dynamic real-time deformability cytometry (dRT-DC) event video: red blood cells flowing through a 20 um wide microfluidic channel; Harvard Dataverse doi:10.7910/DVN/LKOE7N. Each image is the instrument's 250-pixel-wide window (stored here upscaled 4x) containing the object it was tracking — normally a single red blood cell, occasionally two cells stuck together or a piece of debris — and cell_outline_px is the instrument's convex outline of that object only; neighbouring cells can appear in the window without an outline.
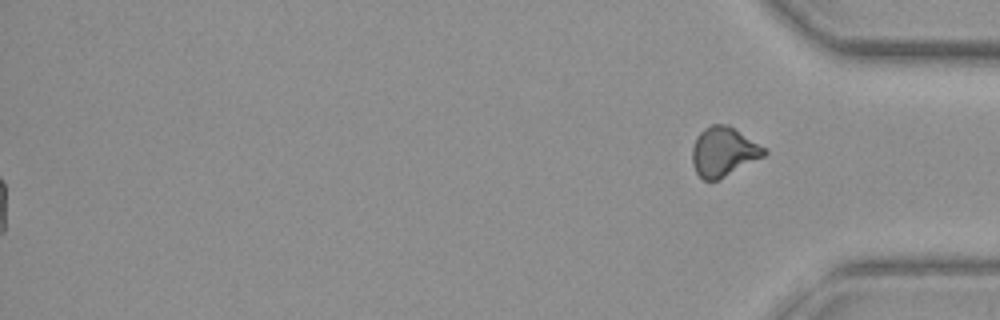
{"species": "common noctule bat (a hibernating species)", "species_latin": "Nyctalus noctula", "temperature_condition": "warm", "stored_images_in_passage": 54, "segment_of_instrument_passage": [2, 2], "camera_frame_rate_fps": 3000, "um_per_image_px": 0.085, "animal": {"sex": "female", "body_mass_g": 29.2, "forearm_length_mm": 56.3}, "frame": {"image": 1, "passage_image": 54, "time_ms": 17.667, "image_size_px": [1000, 320], "cell_outline_px": [[768, 152], [764, 156], [716, 180], [704, 180], [696, 172], [692, 164], [692, 148], [696, 136], [704, 128], [712, 124], [728, 124], [768, 148]], "centroid_in_image_um": [61.51, 12.86], "position_along_channel_um": 373.7, "area_um2": 20.69}}